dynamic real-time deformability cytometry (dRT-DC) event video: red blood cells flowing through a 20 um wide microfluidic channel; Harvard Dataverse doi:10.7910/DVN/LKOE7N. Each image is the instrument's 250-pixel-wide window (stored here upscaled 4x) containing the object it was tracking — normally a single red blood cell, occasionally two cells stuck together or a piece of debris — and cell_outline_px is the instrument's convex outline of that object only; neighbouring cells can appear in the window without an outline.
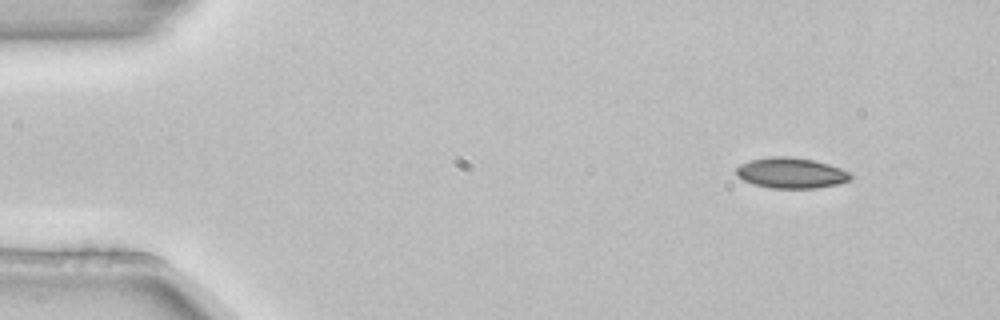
{"species": "common noctule bat (a hibernating species)", "species_latin": "Nyctalus noctula", "temperature_condition": "room temperature", "stored_images_in_passage": 7, "camera_frame_rate_fps": 3000, "um_per_image_px": 0.085, "animal": {"sex": "female", "body_mass_g": 22.7, "forearm_length_mm": 54.2}, "frame": {"image": 1, "passage_image": 1, "time_ms": 0.0, "image_size_px": [1000, 320], "cell_outline_px": [[852, 180], [840, 184], [816, 188], [772, 188], [756, 184], [744, 180], [736, 172], [736, 168], [740, 164], [752, 160], [772, 156], [788, 156], [812, 160], [828, 164], [840, 168], [848, 172], [852, 176]], "centroid_in_image_um": [67.29, 14.7], "position_along_channel_um": 17.7, "area_um2": 20.17}}
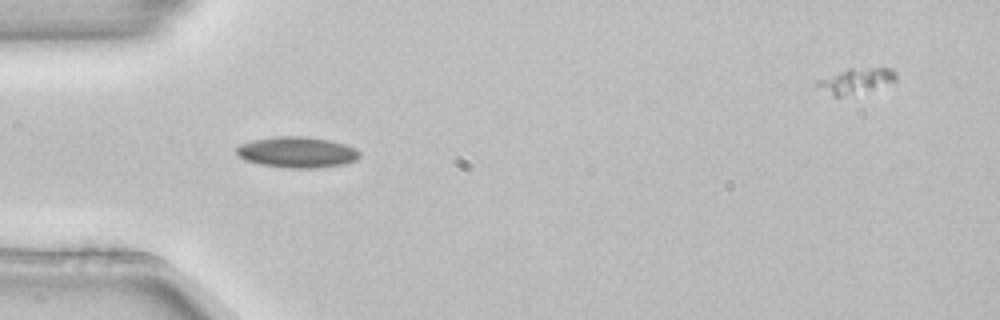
{"frame": {"image": 2, "passage_image": 4, "time_ms": 1.0, "image_size_px": [1000, 320], "cell_outline_px": [[360, 156], [356, 160], [344, 164], [316, 168], [288, 168], [260, 164], [244, 160], [236, 152], [236, 148], [240, 144], [252, 140], [276, 136], [308, 136], [328, 140], [344, 144], [356, 148], [360, 152]], "centroid_in_image_um": [25.25, 12.93], "position_along_channel_um": 59.7, "area_um2": 22.25}}